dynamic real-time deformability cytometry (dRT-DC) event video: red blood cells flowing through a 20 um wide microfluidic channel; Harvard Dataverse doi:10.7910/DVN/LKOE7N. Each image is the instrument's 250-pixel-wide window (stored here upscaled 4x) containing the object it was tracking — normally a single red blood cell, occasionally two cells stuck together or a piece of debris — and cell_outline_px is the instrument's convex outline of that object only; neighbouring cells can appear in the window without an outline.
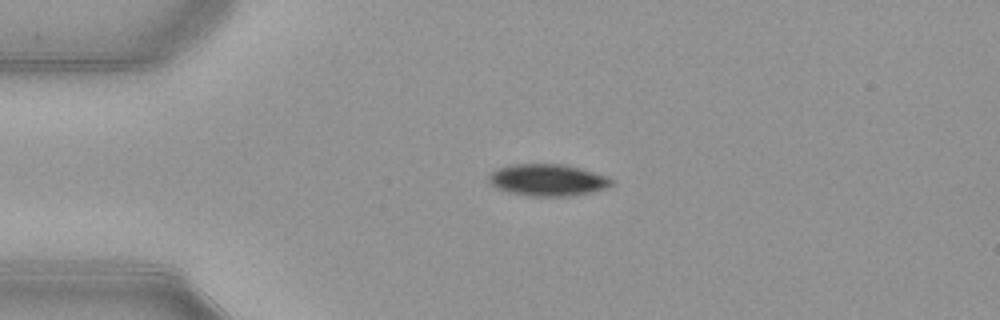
{"species": "common noctule bat (a hibernating species)", "species_latin": "Nyctalus noctula", "temperature_condition": "warm", "stored_images_in_passage": 41, "camera_frame_rate_fps": 3000, "um_per_image_px": 0.085, "animal": {"sex": "female", "body_mass_g": 21.9}, "frame": {"image": 1, "passage_image": 1, "time_ms": 0.0, "image_size_px": [1000, 320], "cell_outline_px": [[612, 184], [604, 188], [588, 192], [568, 196], [528, 196], [508, 192], [496, 188], [488, 184], [488, 176], [496, 168], [512, 164], [564, 164], [580, 168], [608, 176], [612, 180]], "centroid_in_image_um": [46.48, 15.29], "position_along_channel_um": 38.5, "area_um2": 22.77}}
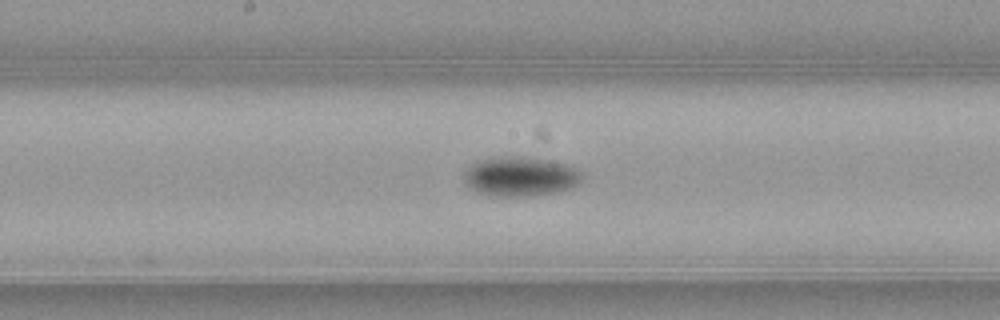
{"frame": {"image": 2, "passage_image": 16, "time_ms": 5.0, "image_size_px": [1000, 320], "cell_outline_px": [[584, 176], [580, 184], [572, 188], [556, 192], [532, 196], [496, 196], [480, 192], [472, 188], [464, 180], [464, 172], [472, 164], [480, 160], [492, 156], [532, 156], [568, 164], [576, 168]], "centroid_in_image_um": [44.3, 14.97], "position_along_channel_um": 203.9, "area_um2": 27.57}}
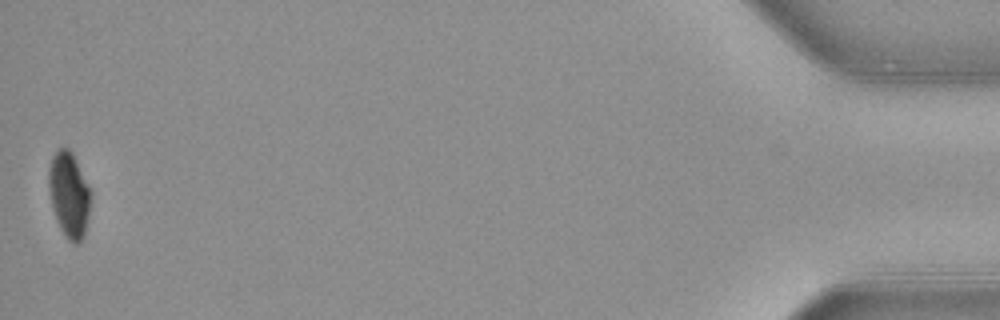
{"frame": {"image": 3, "passage_image": 41, "time_ms": 13.333, "image_size_px": [1000, 320], "cell_outline_px": [[92, 196], [84, 236], [76, 244], [72, 244], [68, 240], [60, 228], [52, 204], [48, 188], [48, 172], [52, 156], [60, 148], [68, 148], [72, 152], [92, 192]], "centroid_in_image_um": [5.88, 16.54], "position_along_channel_um": 429.3, "area_um2": 20.81}, "authors_computed_cell_mechanics": {"area_um2": 24.6228, "velocity_mm_per_s": 3.9173, "shape_relaxation_time_tau1_ms": 2.354, "shape_relaxation_time_tau2_ms": null, "deformation_change_tau1": 0.1139, "deformation_change_tau2": null}}